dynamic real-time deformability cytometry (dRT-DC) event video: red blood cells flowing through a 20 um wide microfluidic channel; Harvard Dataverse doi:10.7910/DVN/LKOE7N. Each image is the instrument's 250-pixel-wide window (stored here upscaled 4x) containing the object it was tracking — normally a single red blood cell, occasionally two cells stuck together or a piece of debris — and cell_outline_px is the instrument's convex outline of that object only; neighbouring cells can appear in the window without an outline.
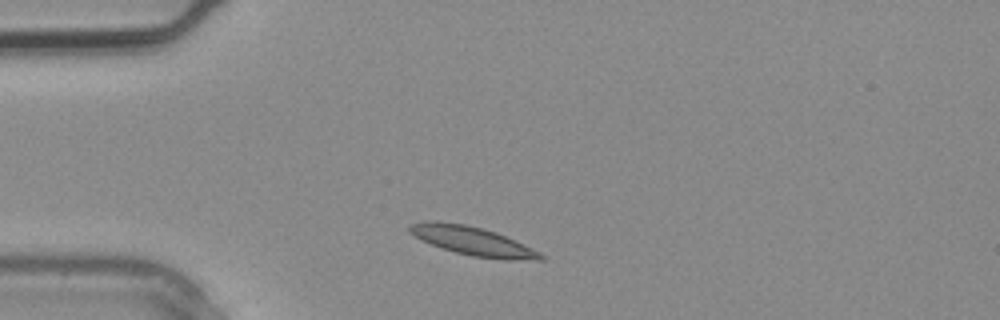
{"species": "common noctule bat (a hibernating species)", "species_latin": "Nyctalus noctula", "temperature_condition": "warm", "stored_images_in_passage": 3, "camera_frame_rate_fps": 3000, "um_per_image_px": 0.085, "animal": {"sex": "male", "body_mass_g": 20.4}, "frame": {"image": 1, "passage_image": 3, "time_ms": 0.667, "image_size_px": [1000, 320], "cell_outline_px": [[544, 260], [504, 260], [472, 256], [440, 248], [420, 240], [408, 232], [408, 224], [428, 220], [436, 220], [464, 224], [484, 228], [496, 232], [524, 244], [540, 252], [544, 256]], "centroid_in_image_um": [40.13, 20.48], "position_along_channel_um": 44.9, "area_um2": 22.31}}